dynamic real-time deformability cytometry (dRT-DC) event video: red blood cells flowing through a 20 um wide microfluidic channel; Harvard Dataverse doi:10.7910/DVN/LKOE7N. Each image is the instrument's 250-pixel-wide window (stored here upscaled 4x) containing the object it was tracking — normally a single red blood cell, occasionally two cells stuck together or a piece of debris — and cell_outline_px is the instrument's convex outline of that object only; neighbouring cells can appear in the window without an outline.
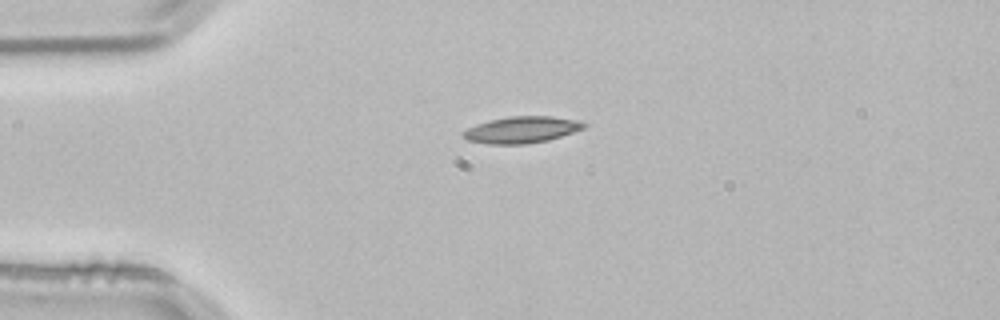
{"species": "common noctule bat (a hibernating species)", "species_latin": "Nyctalus noctula", "temperature_condition": "room temperature", "stored_images_in_passage": 4, "segment_of_instrument_passage": [2, 2], "camera_frame_rate_fps": 3000, "um_per_image_px": 0.085, "animal": {"sex": "male", "body_mass_g": 21.5, "forearm_length_mm": 52.0}, "frame": {"image": 1, "passage_image": 4, "time_ms": 1.0, "image_size_px": [1000, 320], "cell_outline_px": [[588, 124], [584, 128], [548, 140], [524, 144], [488, 144], [468, 140], [460, 132], [476, 124], [492, 120], [512, 116], [552, 116], [576, 120]], "centroid_in_image_um": [44.33, 11.03], "position_along_channel_um": 40.7, "area_um2": 18.44}}